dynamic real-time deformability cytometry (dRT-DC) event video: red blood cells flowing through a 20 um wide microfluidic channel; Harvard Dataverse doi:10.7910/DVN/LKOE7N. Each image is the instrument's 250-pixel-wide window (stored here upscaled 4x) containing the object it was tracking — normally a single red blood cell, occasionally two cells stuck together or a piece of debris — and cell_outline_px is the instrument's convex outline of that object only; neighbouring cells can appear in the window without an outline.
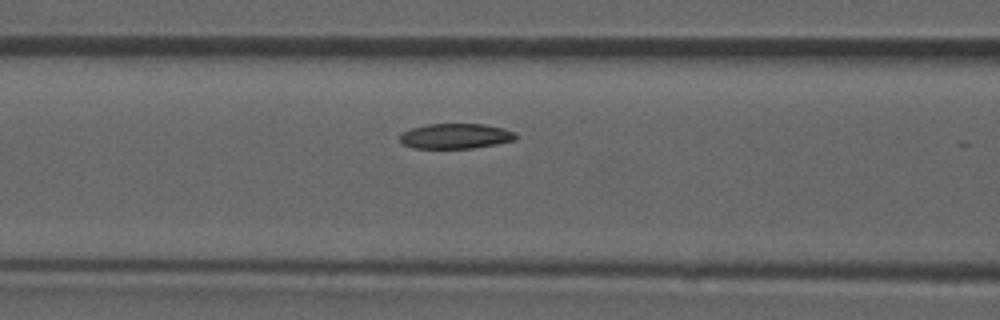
{"species": "common noctule bat (a hibernating species)", "species_latin": "Nyctalus noctula", "temperature_condition": "room temperature", "stored_images_in_passage": 26, "camera_frame_rate_fps": 3000, "um_per_image_px": 0.085, "animal": {"sex": "male", "forearm_length_mm": 52.5}, "frame": {"image": 1, "passage_image": 22, "time_ms": 7.0, "image_size_px": [1000, 320], "cell_outline_px": [[516, 140], [496, 144], [472, 148], [412, 148], [404, 144], [400, 140], [400, 136], [404, 132], [412, 128], [428, 124], [484, 124], [504, 128], [516, 132]], "centroid_in_image_um": [38.76, 11.57], "position_along_channel_um": 127.8, "area_um2": 16.94}}